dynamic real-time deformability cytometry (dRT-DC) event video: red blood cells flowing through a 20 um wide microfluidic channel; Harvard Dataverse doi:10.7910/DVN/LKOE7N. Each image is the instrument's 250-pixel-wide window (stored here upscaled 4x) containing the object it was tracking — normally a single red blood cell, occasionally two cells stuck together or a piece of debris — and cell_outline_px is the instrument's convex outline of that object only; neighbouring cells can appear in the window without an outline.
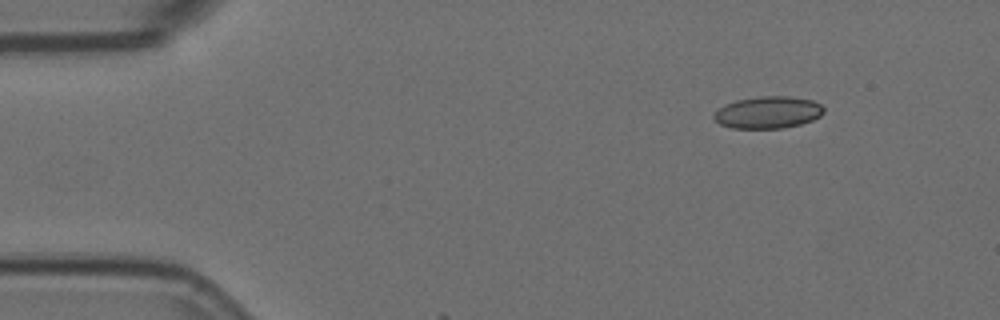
{"species": "Egyptian fruit bat (a non-hibernating species)", "species_latin": "Rousettus aegyptiacus", "temperature_condition": "room temperature", "stored_images_in_passage": 4, "camera_frame_rate_fps": 3000, "um_per_image_px": 0.085, "animal": {"sex": "female"}, "frame": {"image": 1, "passage_image": 1, "time_ms": 0.0, "image_size_px": [1000, 320], "cell_outline_px": [[824, 112], [820, 116], [812, 120], [800, 124], [784, 128], [732, 128], [720, 124], [712, 116], [724, 104], [736, 100], [760, 96], [788, 96], [812, 100], [820, 104], [824, 108]], "centroid_in_image_um": [65.28, 9.55], "position_along_channel_um": 19.7, "area_um2": 20.46}}
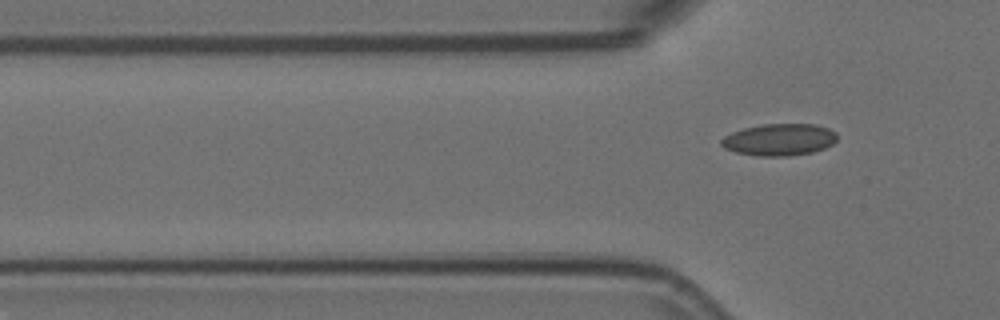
{"frame": {"image": 2, "passage_image": 4, "time_ms": 1.0, "image_size_px": [1000, 320], "cell_outline_px": [[836, 140], [832, 144], [824, 148], [812, 152], [788, 156], [760, 156], [736, 152], [724, 148], [720, 144], [720, 140], [724, 136], [732, 132], [744, 128], [760, 124], [816, 124], [828, 128], [836, 132]], "centroid_in_image_um": [66.22, 11.86], "position_along_channel_um": 59.6, "area_um2": 21.56}}